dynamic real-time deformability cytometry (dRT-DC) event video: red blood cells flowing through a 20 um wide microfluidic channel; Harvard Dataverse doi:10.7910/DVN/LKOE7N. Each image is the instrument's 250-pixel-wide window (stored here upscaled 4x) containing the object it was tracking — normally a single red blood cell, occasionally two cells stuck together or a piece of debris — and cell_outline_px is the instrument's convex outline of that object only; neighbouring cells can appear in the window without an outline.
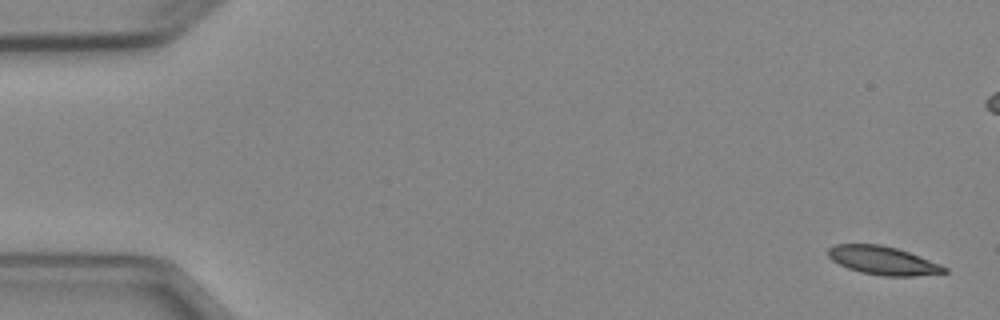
{"species": "Egyptian fruit bat (a non-hibernating species)", "species_latin": "Rousettus aegyptiacus", "temperature_condition": "cold", "stored_images_in_passage": 6, "camera_frame_rate_fps": 3000, "um_per_image_px": 0.085, "animal": {"sex": "female"}, "frame": {"image": 1, "passage_image": 1, "time_ms": 0.0, "image_size_px": [1000, 320], "cell_outline_px": [[948, 272], [916, 276], [880, 276], [860, 272], [848, 268], [832, 260], [828, 256], [828, 248], [836, 244], [880, 244], [896, 248], [908, 252], [940, 264], [948, 268]], "centroid_in_image_um": [75.05, 22.15], "position_along_channel_um": 10.0, "area_um2": 19.19}}
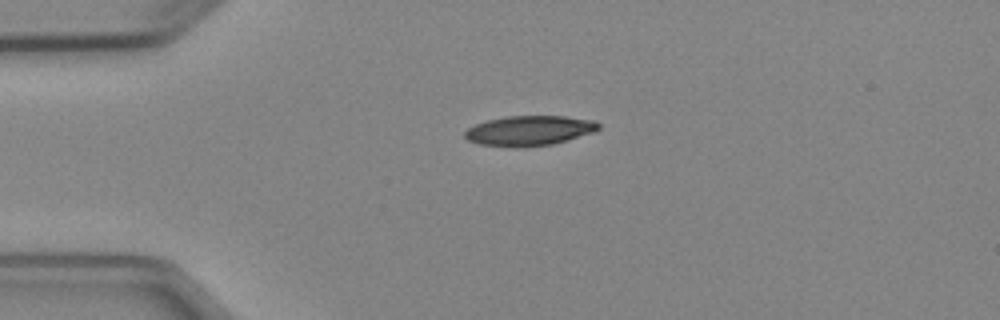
{"frame": {"image": 2, "passage_image": 6, "time_ms": 5.667, "image_size_px": [1000, 320], "cell_outline_px": [[600, 128], [596, 132], [568, 140], [552, 144], [524, 148], [516, 148], [476, 144], [468, 140], [464, 136], [464, 132], [468, 128], [476, 124], [488, 120], [508, 116], [564, 116], [596, 120], [600, 124]], "centroid_in_image_um": [45.02, 11.12], "position_along_channel_um": 40.0, "area_um2": 23.76}}